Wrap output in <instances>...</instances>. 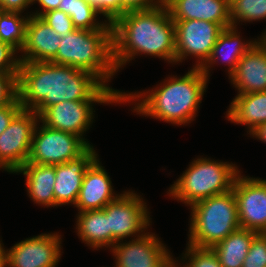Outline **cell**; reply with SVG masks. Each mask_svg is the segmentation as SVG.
Masks as SVG:
<instances>
[{
    "mask_svg": "<svg viewBox=\"0 0 266 267\" xmlns=\"http://www.w3.org/2000/svg\"><path fill=\"white\" fill-rule=\"evenodd\" d=\"M3 8L0 6V15L3 13Z\"/></svg>",
    "mask_w": 266,
    "mask_h": 267,
    "instance_id": "b9f144b4",
    "label": "cell"
},
{
    "mask_svg": "<svg viewBox=\"0 0 266 267\" xmlns=\"http://www.w3.org/2000/svg\"><path fill=\"white\" fill-rule=\"evenodd\" d=\"M190 207L192 217L188 245L212 248L240 228L233 190L199 200Z\"/></svg>",
    "mask_w": 266,
    "mask_h": 267,
    "instance_id": "5b68a950",
    "label": "cell"
},
{
    "mask_svg": "<svg viewBox=\"0 0 266 267\" xmlns=\"http://www.w3.org/2000/svg\"><path fill=\"white\" fill-rule=\"evenodd\" d=\"M38 118L34 111L22 109L0 135V167L7 172L15 173L27 163Z\"/></svg>",
    "mask_w": 266,
    "mask_h": 267,
    "instance_id": "ba28073f",
    "label": "cell"
},
{
    "mask_svg": "<svg viewBox=\"0 0 266 267\" xmlns=\"http://www.w3.org/2000/svg\"><path fill=\"white\" fill-rule=\"evenodd\" d=\"M35 127L27 163L57 165L74 160L91 146L81 137L46 125ZM38 129V130H37Z\"/></svg>",
    "mask_w": 266,
    "mask_h": 267,
    "instance_id": "52a82bcc",
    "label": "cell"
},
{
    "mask_svg": "<svg viewBox=\"0 0 266 267\" xmlns=\"http://www.w3.org/2000/svg\"><path fill=\"white\" fill-rule=\"evenodd\" d=\"M167 80L161 88L142 98L141 103H136L134 111L173 124L189 123L201 103L207 76L200 68L193 67L184 76Z\"/></svg>",
    "mask_w": 266,
    "mask_h": 267,
    "instance_id": "3957f363",
    "label": "cell"
},
{
    "mask_svg": "<svg viewBox=\"0 0 266 267\" xmlns=\"http://www.w3.org/2000/svg\"><path fill=\"white\" fill-rule=\"evenodd\" d=\"M113 193L111 180L97 158L86 169L75 206L80 212L103 209L120 196Z\"/></svg>",
    "mask_w": 266,
    "mask_h": 267,
    "instance_id": "d6986e66",
    "label": "cell"
},
{
    "mask_svg": "<svg viewBox=\"0 0 266 267\" xmlns=\"http://www.w3.org/2000/svg\"><path fill=\"white\" fill-rule=\"evenodd\" d=\"M58 10H62L70 16L76 29H112L111 23L96 22V16L99 13L86 0H61Z\"/></svg>",
    "mask_w": 266,
    "mask_h": 267,
    "instance_id": "d4e9b609",
    "label": "cell"
},
{
    "mask_svg": "<svg viewBox=\"0 0 266 267\" xmlns=\"http://www.w3.org/2000/svg\"><path fill=\"white\" fill-rule=\"evenodd\" d=\"M236 31V26H229L224 28L219 34L210 58L202 67H200L203 74L206 75L207 78L209 74L208 68L210 67L208 64L212 65L213 62L215 63V60L218 59V57L220 59L221 55V58H223L225 63H228V65L230 66L228 70L230 76L235 71L237 64L241 60V58L257 42V40L250 41L249 43L241 42L240 35H237L238 32ZM228 49H230L231 51H229Z\"/></svg>",
    "mask_w": 266,
    "mask_h": 267,
    "instance_id": "7402d4cb",
    "label": "cell"
},
{
    "mask_svg": "<svg viewBox=\"0 0 266 267\" xmlns=\"http://www.w3.org/2000/svg\"><path fill=\"white\" fill-rule=\"evenodd\" d=\"M176 265H178L177 263H175L174 261L168 266V267H178V266H176ZM181 267V266H180Z\"/></svg>",
    "mask_w": 266,
    "mask_h": 267,
    "instance_id": "60d3db41",
    "label": "cell"
},
{
    "mask_svg": "<svg viewBox=\"0 0 266 267\" xmlns=\"http://www.w3.org/2000/svg\"><path fill=\"white\" fill-rule=\"evenodd\" d=\"M99 14L104 15L108 23L122 16V0H86Z\"/></svg>",
    "mask_w": 266,
    "mask_h": 267,
    "instance_id": "1f68e13d",
    "label": "cell"
},
{
    "mask_svg": "<svg viewBox=\"0 0 266 267\" xmlns=\"http://www.w3.org/2000/svg\"><path fill=\"white\" fill-rule=\"evenodd\" d=\"M61 38L40 17L29 16L26 25L24 52L20 63L51 62L57 54Z\"/></svg>",
    "mask_w": 266,
    "mask_h": 267,
    "instance_id": "2e32d148",
    "label": "cell"
},
{
    "mask_svg": "<svg viewBox=\"0 0 266 267\" xmlns=\"http://www.w3.org/2000/svg\"><path fill=\"white\" fill-rule=\"evenodd\" d=\"M229 78L238 95L266 91V48L259 40L241 58Z\"/></svg>",
    "mask_w": 266,
    "mask_h": 267,
    "instance_id": "ac0fdd59",
    "label": "cell"
},
{
    "mask_svg": "<svg viewBox=\"0 0 266 267\" xmlns=\"http://www.w3.org/2000/svg\"><path fill=\"white\" fill-rule=\"evenodd\" d=\"M250 134L259 140L266 142V122L256 127Z\"/></svg>",
    "mask_w": 266,
    "mask_h": 267,
    "instance_id": "74e56055",
    "label": "cell"
},
{
    "mask_svg": "<svg viewBox=\"0 0 266 267\" xmlns=\"http://www.w3.org/2000/svg\"><path fill=\"white\" fill-rule=\"evenodd\" d=\"M20 103H11L0 108V135L7 129L13 118L22 110Z\"/></svg>",
    "mask_w": 266,
    "mask_h": 267,
    "instance_id": "e575fe53",
    "label": "cell"
},
{
    "mask_svg": "<svg viewBox=\"0 0 266 267\" xmlns=\"http://www.w3.org/2000/svg\"><path fill=\"white\" fill-rule=\"evenodd\" d=\"M54 31L59 34L60 38H64L68 33L76 28L68 14L62 10H51L44 13L41 17Z\"/></svg>",
    "mask_w": 266,
    "mask_h": 267,
    "instance_id": "4dcf8cb0",
    "label": "cell"
},
{
    "mask_svg": "<svg viewBox=\"0 0 266 267\" xmlns=\"http://www.w3.org/2000/svg\"><path fill=\"white\" fill-rule=\"evenodd\" d=\"M60 236L40 234L4 250L9 267H56L61 255ZM60 248V249H59Z\"/></svg>",
    "mask_w": 266,
    "mask_h": 267,
    "instance_id": "4fadbf2b",
    "label": "cell"
},
{
    "mask_svg": "<svg viewBox=\"0 0 266 267\" xmlns=\"http://www.w3.org/2000/svg\"><path fill=\"white\" fill-rule=\"evenodd\" d=\"M33 2L37 1L42 8L44 9V11L42 12H37L35 14H33L32 16H36V17H41L44 13L51 11V10H56L58 9V6L61 2V0H32Z\"/></svg>",
    "mask_w": 266,
    "mask_h": 267,
    "instance_id": "8d00e7d4",
    "label": "cell"
},
{
    "mask_svg": "<svg viewBox=\"0 0 266 267\" xmlns=\"http://www.w3.org/2000/svg\"><path fill=\"white\" fill-rule=\"evenodd\" d=\"M15 52L14 48L0 40V74L18 73L20 61L19 58H13Z\"/></svg>",
    "mask_w": 266,
    "mask_h": 267,
    "instance_id": "d6a6232c",
    "label": "cell"
},
{
    "mask_svg": "<svg viewBox=\"0 0 266 267\" xmlns=\"http://www.w3.org/2000/svg\"><path fill=\"white\" fill-rule=\"evenodd\" d=\"M95 75L104 85L116 69L112 58V29H75L61 38L51 61Z\"/></svg>",
    "mask_w": 266,
    "mask_h": 267,
    "instance_id": "277c9868",
    "label": "cell"
},
{
    "mask_svg": "<svg viewBox=\"0 0 266 267\" xmlns=\"http://www.w3.org/2000/svg\"><path fill=\"white\" fill-rule=\"evenodd\" d=\"M6 266H7L6 254L0 242V267H6Z\"/></svg>",
    "mask_w": 266,
    "mask_h": 267,
    "instance_id": "f35d334b",
    "label": "cell"
},
{
    "mask_svg": "<svg viewBox=\"0 0 266 267\" xmlns=\"http://www.w3.org/2000/svg\"><path fill=\"white\" fill-rule=\"evenodd\" d=\"M26 176L30 198L37 204L55 206V165L25 163L16 173Z\"/></svg>",
    "mask_w": 266,
    "mask_h": 267,
    "instance_id": "ffe728a7",
    "label": "cell"
},
{
    "mask_svg": "<svg viewBox=\"0 0 266 267\" xmlns=\"http://www.w3.org/2000/svg\"><path fill=\"white\" fill-rule=\"evenodd\" d=\"M172 20H205L231 26L229 0H166Z\"/></svg>",
    "mask_w": 266,
    "mask_h": 267,
    "instance_id": "e0dca14e",
    "label": "cell"
},
{
    "mask_svg": "<svg viewBox=\"0 0 266 267\" xmlns=\"http://www.w3.org/2000/svg\"><path fill=\"white\" fill-rule=\"evenodd\" d=\"M257 232L239 228L212 247L222 267H242Z\"/></svg>",
    "mask_w": 266,
    "mask_h": 267,
    "instance_id": "cb8c5ba5",
    "label": "cell"
},
{
    "mask_svg": "<svg viewBox=\"0 0 266 267\" xmlns=\"http://www.w3.org/2000/svg\"><path fill=\"white\" fill-rule=\"evenodd\" d=\"M18 100V73L0 74V108L7 107Z\"/></svg>",
    "mask_w": 266,
    "mask_h": 267,
    "instance_id": "f546056e",
    "label": "cell"
},
{
    "mask_svg": "<svg viewBox=\"0 0 266 267\" xmlns=\"http://www.w3.org/2000/svg\"><path fill=\"white\" fill-rule=\"evenodd\" d=\"M31 3L33 4L32 0H0L3 11L9 12H22Z\"/></svg>",
    "mask_w": 266,
    "mask_h": 267,
    "instance_id": "d590c367",
    "label": "cell"
},
{
    "mask_svg": "<svg viewBox=\"0 0 266 267\" xmlns=\"http://www.w3.org/2000/svg\"><path fill=\"white\" fill-rule=\"evenodd\" d=\"M189 166L169 190L172 197L189 205L231 191L240 172L233 164L206 158H198Z\"/></svg>",
    "mask_w": 266,
    "mask_h": 267,
    "instance_id": "8992f818",
    "label": "cell"
},
{
    "mask_svg": "<svg viewBox=\"0 0 266 267\" xmlns=\"http://www.w3.org/2000/svg\"><path fill=\"white\" fill-rule=\"evenodd\" d=\"M227 112L231 122L248 125L251 132L266 122V91L237 95Z\"/></svg>",
    "mask_w": 266,
    "mask_h": 267,
    "instance_id": "44dd1931",
    "label": "cell"
},
{
    "mask_svg": "<svg viewBox=\"0 0 266 267\" xmlns=\"http://www.w3.org/2000/svg\"><path fill=\"white\" fill-rule=\"evenodd\" d=\"M175 25L176 62L193 55L201 60L195 67H202L210 58L217 38L223 28L205 20H173Z\"/></svg>",
    "mask_w": 266,
    "mask_h": 267,
    "instance_id": "9c48e42d",
    "label": "cell"
},
{
    "mask_svg": "<svg viewBox=\"0 0 266 267\" xmlns=\"http://www.w3.org/2000/svg\"><path fill=\"white\" fill-rule=\"evenodd\" d=\"M263 37L259 40V42L266 48V33H264Z\"/></svg>",
    "mask_w": 266,
    "mask_h": 267,
    "instance_id": "ab89813d",
    "label": "cell"
},
{
    "mask_svg": "<svg viewBox=\"0 0 266 267\" xmlns=\"http://www.w3.org/2000/svg\"><path fill=\"white\" fill-rule=\"evenodd\" d=\"M139 53L176 63L175 25L166 5L128 11L112 23V58L117 71Z\"/></svg>",
    "mask_w": 266,
    "mask_h": 267,
    "instance_id": "7a4b0ae2",
    "label": "cell"
},
{
    "mask_svg": "<svg viewBox=\"0 0 266 267\" xmlns=\"http://www.w3.org/2000/svg\"><path fill=\"white\" fill-rule=\"evenodd\" d=\"M185 259L189 258V263L183 267H222L219 259L212 248H201L188 245ZM190 256V257H189Z\"/></svg>",
    "mask_w": 266,
    "mask_h": 267,
    "instance_id": "83f0119b",
    "label": "cell"
},
{
    "mask_svg": "<svg viewBox=\"0 0 266 267\" xmlns=\"http://www.w3.org/2000/svg\"><path fill=\"white\" fill-rule=\"evenodd\" d=\"M240 228L266 233V180L237 175L233 184Z\"/></svg>",
    "mask_w": 266,
    "mask_h": 267,
    "instance_id": "8fae6325",
    "label": "cell"
},
{
    "mask_svg": "<svg viewBox=\"0 0 266 267\" xmlns=\"http://www.w3.org/2000/svg\"><path fill=\"white\" fill-rule=\"evenodd\" d=\"M143 202L136 193L127 191L103 208L108 214L111 247L123 238L147 229L150 217H148L146 203Z\"/></svg>",
    "mask_w": 266,
    "mask_h": 267,
    "instance_id": "30bf717a",
    "label": "cell"
},
{
    "mask_svg": "<svg viewBox=\"0 0 266 267\" xmlns=\"http://www.w3.org/2000/svg\"><path fill=\"white\" fill-rule=\"evenodd\" d=\"M97 159L91 146L80 157L55 165V206L72 203L75 205L86 169Z\"/></svg>",
    "mask_w": 266,
    "mask_h": 267,
    "instance_id": "9a60e30c",
    "label": "cell"
},
{
    "mask_svg": "<svg viewBox=\"0 0 266 267\" xmlns=\"http://www.w3.org/2000/svg\"><path fill=\"white\" fill-rule=\"evenodd\" d=\"M242 267H266V233L253 238Z\"/></svg>",
    "mask_w": 266,
    "mask_h": 267,
    "instance_id": "f1b7e54d",
    "label": "cell"
},
{
    "mask_svg": "<svg viewBox=\"0 0 266 267\" xmlns=\"http://www.w3.org/2000/svg\"><path fill=\"white\" fill-rule=\"evenodd\" d=\"M117 103L121 100L63 101L48 107L40 116L42 123L49 128L69 132L81 137L93 119L92 103Z\"/></svg>",
    "mask_w": 266,
    "mask_h": 267,
    "instance_id": "5bb4252c",
    "label": "cell"
},
{
    "mask_svg": "<svg viewBox=\"0 0 266 267\" xmlns=\"http://www.w3.org/2000/svg\"><path fill=\"white\" fill-rule=\"evenodd\" d=\"M154 1V2H153ZM166 0H122V15L128 11L149 10L164 5Z\"/></svg>",
    "mask_w": 266,
    "mask_h": 267,
    "instance_id": "836d02e7",
    "label": "cell"
},
{
    "mask_svg": "<svg viewBox=\"0 0 266 267\" xmlns=\"http://www.w3.org/2000/svg\"><path fill=\"white\" fill-rule=\"evenodd\" d=\"M126 94L104 85L95 75L53 62L20 63L18 100L24 110L40 116L48 107L63 101L135 100L146 96ZM135 98V99H134Z\"/></svg>",
    "mask_w": 266,
    "mask_h": 267,
    "instance_id": "6da1fadb",
    "label": "cell"
},
{
    "mask_svg": "<svg viewBox=\"0 0 266 267\" xmlns=\"http://www.w3.org/2000/svg\"><path fill=\"white\" fill-rule=\"evenodd\" d=\"M76 226L78 236L92 248L111 246L108 214L104 209L79 212Z\"/></svg>",
    "mask_w": 266,
    "mask_h": 267,
    "instance_id": "603a6c76",
    "label": "cell"
},
{
    "mask_svg": "<svg viewBox=\"0 0 266 267\" xmlns=\"http://www.w3.org/2000/svg\"><path fill=\"white\" fill-rule=\"evenodd\" d=\"M21 12L4 11L0 15V40L16 51L25 43L26 25L29 17H20Z\"/></svg>",
    "mask_w": 266,
    "mask_h": 267,
    "instance_id": "484cf974",
    "label": "cell"
},
{
    "mask_svg": "<svg viewBox=\"0 0 266 267\" xmlns=\"http://www.w3.org/2000/svg\"><path fill=\"white\" fill-rule=\"evenodd\" d=\"M231 26L240 21L266 19V0H229Z\"/></svg>",
    "mask_w": 266,
    "mask_h": 267,
    "instance_id": "4316f807",
    "label": "cell"
},
{
    "mask_svg": "<svg viewBox=\"0 0 266 267\" xmlns=\"http://www.w3.org/2000/svg\"><path fill=\"white\" fill-rule=\"evenodd\" d=\"M146 234L142 233L127 243L119 241L111 248L116 267H168L173 262L158 237Z\"/></svg>",
    "mask_w": 266,
    "mask_h": 267,
    "instance_id": "7c38bea8",
    "label": "cell"
}]
</instances>
